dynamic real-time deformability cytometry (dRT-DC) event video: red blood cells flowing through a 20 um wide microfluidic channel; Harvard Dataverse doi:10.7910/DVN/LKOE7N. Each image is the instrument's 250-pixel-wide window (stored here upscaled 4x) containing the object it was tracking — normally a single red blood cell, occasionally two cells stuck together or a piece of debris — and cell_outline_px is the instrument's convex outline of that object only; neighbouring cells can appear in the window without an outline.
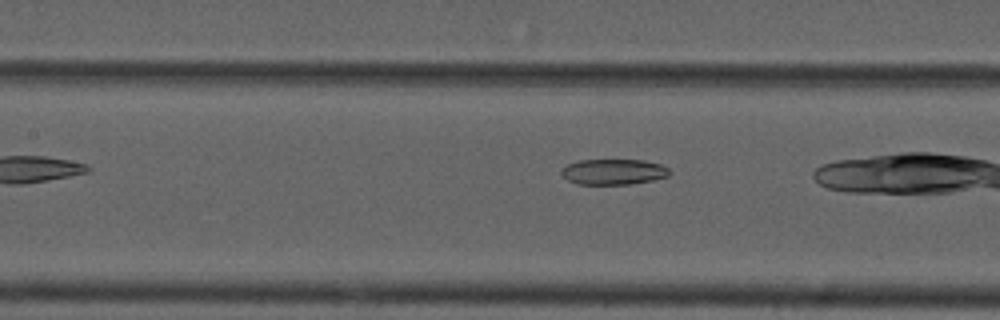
{"species": "common noctule bat (a hibernating species)", "species_latin": "Nyctalus noctula", "temperature_condition": "cold", "stored_images_in_passage": 23, "camera_frame_rate_fps": 3000, "um_per_image_px": 0.085, "animal": {"sex": "male", "forearm_length_mm": 52.5}, "frame": {"image": 1, "passage_image": 20, "time_ms": 6.333, "image_size_px": [1000, 320], "cell_outline_px": [[672, 172], [668, 176], [652, 180], [628, 184], [576, 184], [568, 180], [560, 172], [568, 164], [580, 160], [644, 160], [660, 164], [668, 168]], "centroid_in_image_um": [52.17, 14.6], "position_along_channel_um": 155.2, "area_um2": 16.01}}